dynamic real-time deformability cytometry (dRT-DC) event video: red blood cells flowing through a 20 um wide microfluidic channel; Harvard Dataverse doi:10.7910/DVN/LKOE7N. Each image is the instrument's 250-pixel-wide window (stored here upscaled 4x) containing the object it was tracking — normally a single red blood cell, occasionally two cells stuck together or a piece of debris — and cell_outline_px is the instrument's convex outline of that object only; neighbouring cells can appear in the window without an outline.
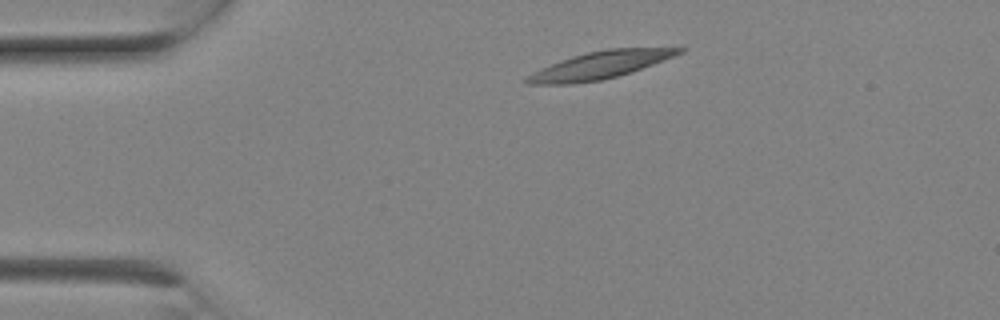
{"species": "Egyptian fruit bat (a non-hibernating species)", "species_latin": "Rousettus aegyptiacus", "temperature_condition": "room temperature", "stored_images_in_passage": 1, "camera_frame_rate_fps": 3000, "um_per_image_px": 0.085, "animal": {"sex": "female"}, "frame": {"image": 1, "passage_image": 1, "time_ms": 0.0, "image_size_px": [1000, 320], "cell_outline_px": [[684, 52], [652, 64], [616, 76], [600, 80], [572, 84], [524, 84], [524, 80], [532, 72], [560, 60], [572, 56], [588, 52], [608, 48], [684, 48]], "centroid_in_image_um": [50.93, 5.54], "position_along_channel_um": 34.1, "area_um2": 23.76}}